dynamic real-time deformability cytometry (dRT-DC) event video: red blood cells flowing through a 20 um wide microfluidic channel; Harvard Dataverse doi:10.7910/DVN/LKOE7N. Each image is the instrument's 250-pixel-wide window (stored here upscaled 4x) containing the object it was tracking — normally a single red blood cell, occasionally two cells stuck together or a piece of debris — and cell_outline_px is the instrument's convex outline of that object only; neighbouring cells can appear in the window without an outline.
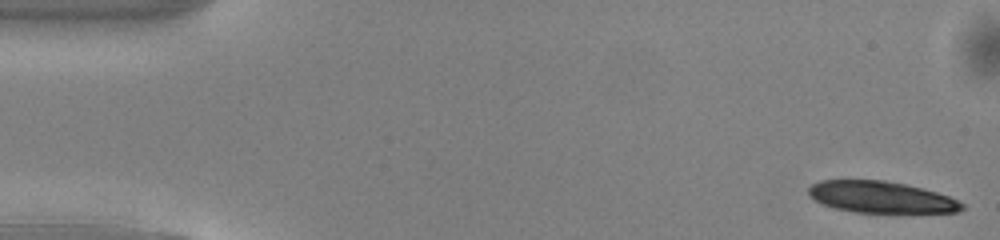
{"species": "common noctule bat (a hibernating species)", "species_latin": "Nyctalus noctula", "temperature_condition": "warm", "stored_images_in_passage": 49, "camera_frame_rate_fps": 3000, "um_per_image_px": 0.085, "animal": {"sex": "male", "body_mass_g": 13.0, "forearm_length_mm": 53.1}, "frame": {"image": 1, "passage_image": 1, "time_ms": 0.0, "image_size_px": [1000, 240], "cell_outline_px": [[964, 208], [956, 212], [856, 212], [836, 208], [824, 204], [808, 196], [808, 188], [812, 184], [820, 180], [884, 180], [908, 184], [936, 192], [948, 196], [964, 204]], "centroid_in_image_um": [74.87, 16.74], "position_along_channel_um": 10.1, "area_um2": 27.98}}
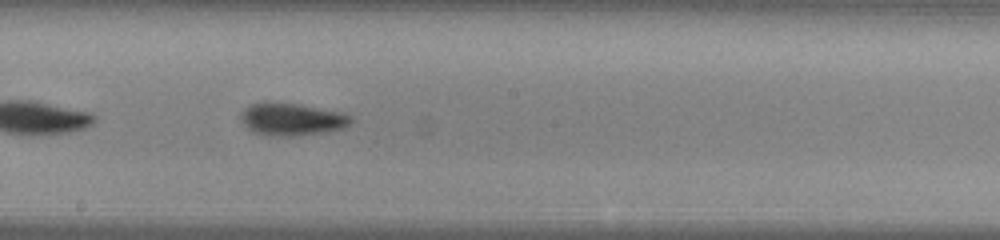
{"frame": {"image": 2, "passage_image": 27, "time_ms": 8.667, "image_size_px": [1000, 240], "cell_outline_px": [[352, 120], [344, 128], [328, 132], [292, 136], [272, 136], [252, 132], [244, 124], [240, 116], [240, 112], [244, 108], [252, 104], [300, 104], [340, 112], [352, 116]], "centroid_in_image_um": [24.82, 10.17], "position_along_channel_um": 223.4, "area_um2": 20.46}}
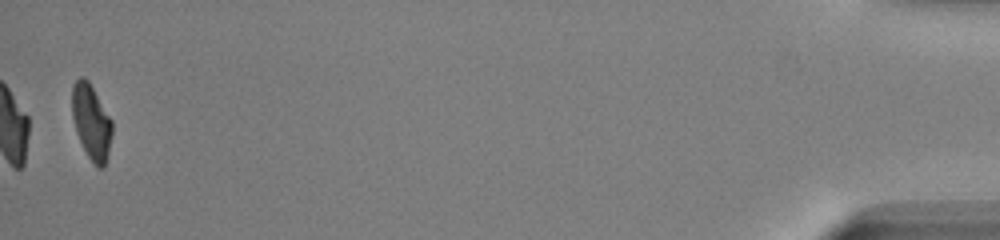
{"frame": {"image": 3, "passage_image": 49, "time_ms": 16.0, "image_size_px": [1000, 240], "cell_outline_px": [[112, 136], [108, 156], [104, 168], [96, 168], [88, 156], [80, 140], [72, 116], [72, 84], [80, 76], [84, 76], [88, 80], [112, 120]], "centroid_in_image_um": [7.78, 10.37], "position_along_channel_um": 427.4, "area_um2": 17.51}, "authors_computed_cell_mechanics": {"area_um2": 19.8254, "velocity_mm_per_s": 4.1052, "shape_relaxation_time_tau1_ms": 3.4298, "shape_relaxation_time_tau2_ms": 5.9885, "deformation_change_tau1": 0.1446, "deformation_change_tau2": 0.1257}}